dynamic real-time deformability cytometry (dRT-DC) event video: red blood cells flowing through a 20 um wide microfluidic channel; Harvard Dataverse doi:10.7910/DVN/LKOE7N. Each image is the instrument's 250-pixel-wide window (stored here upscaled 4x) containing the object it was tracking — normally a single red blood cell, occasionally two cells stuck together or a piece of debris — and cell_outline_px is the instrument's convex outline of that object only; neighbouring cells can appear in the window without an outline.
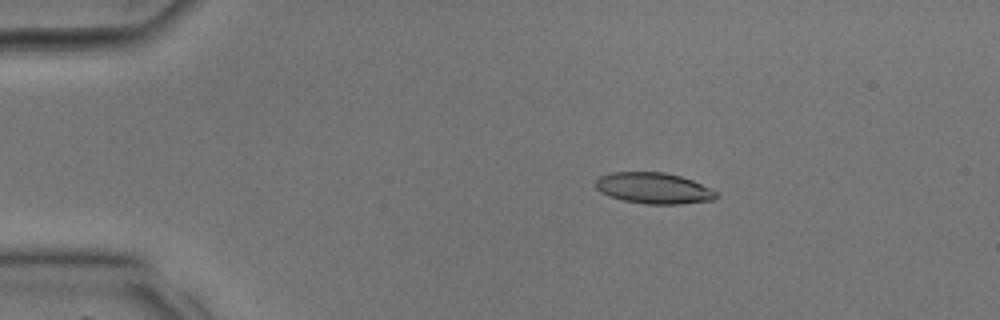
{"species": "common noctule bat (a hibernating species)", "species_latin": "Nyctalus noctula", "temperature_condition": "room temperature", "stored_images_in_passage": 11, "camera_frame_rate_fps": 3000, "um_per_image_px": 0.085, "animal": {"sex": "male", "body_mass_g": 17.9, "forearm_length_mm": 54.2}, "frame": {"image": 1, "passage_image": 7, "time_ms": 2.0, "image_size_px": [1000, 320], "cell_outline_px": [[720, 196], [712, 200], [680, 204], [648, 204], [624, 200], [600, 192], [596, 188], [596, 180], [600, 176], [612, 172], [664, 172], [680, 176], [692, 180], [716, 192]], "centroid_in_image_um": [55.56, 15.99], "position_along_channel_um": 29.4, "area_um2": 21.56}}